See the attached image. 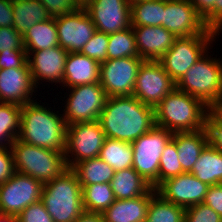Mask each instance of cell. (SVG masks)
I'll return each instance as SVG.
<instances>
[{
  "instance_id": "cell-48",
  "label": "cell",
  "mask_w": 222,
  "mask_h": 222,
  "mask_svg": "<svg viewBox=\"0 0 222 222\" xmlns=\"http://www.w3.org/2000/svg\"><path fill=\"white\" fill-rule=\"evenodd\" d=\"M222 30V0H216L214 5V31Z\"/></svg>"
},
{
  "instance_id": "cell-13",
  "label": "cell",
  "mask_w": 222,
  "mask_h": 222,
  "mask_svg": "<svg viewBox=\"0 0 222 222\" xmlns=\"http://www.w3.org/2000/svg\"><path fill=\"white\" fill-rule=\"evenodd\" d=\"M176 83L158 61H144L136 77L133 96L143 104L156 107Z\"/></svg>"
},
{
  "instance_id": "cell-32",
  "label": "cell",
  "mask_w": 222,
  "mask_h": 222,
  "mask_svg": "<svg viewBox=\"0 0 222 222\" xmlns=\"http://www.w3.org/2000/svg\"><path fill=\"white\" fill-rule=\"evenodd\" d=\"M21 108L22 106L13 103H0V147H10L18 138Z\"/></svg>"
},
{
  "instance_id": "cell-33",
  "label": "cell",
  "mask_w": 222,
  "mask_h": 222,
  "mask_svg": "<svg viewBox=\"0 0 222 222\" xmlns=\"http://www.w3.org/2000/svg\"><path fill=\"white\" fill-rule=\"evenodd\" d=\"M145 222H185V209L156 193L148 205Z\"/></svg>"
},
{
  "instance_id": "cell-27",
  "label": "cell",
  "mask_w": 222,
  "mask_h": 222,
  "mask_svg": "<svg viewBox=\"0 0 222 222\" xmlns=\"http://www.w3.org/2000/svg\"><path fill=\"white\" fill-rule=\"evenodd\" d=\"M26 52L47 50L59 46L55 18L34 24L23 35Z\"/></svg>"
},
{
  "instance_id": "cell-17",
  "label": "cell",
  "mask_w": 222,
  "mask_h": 222,
  "mask_svg": "<svg viewBox=\"0 0 222 222\" xmlns=\"http://www.w3.org/2000/svg\"><path fill=\"white\" fill-rule=\"evenodd\" d=\"M208 185L191 173H183L163 181L156 192L164 200L184 209L203 203Z\"/></svg>"
},
{
  "instance_id": "cell-42",
  "label": "cell",
  "mask_w": 222,
  "mask_h": 222,
  "mask_svg": "<svg viewBox=\"0 0 222 222\" xmlns=\"http://www.w3.org/2000/svg\"><path fill=\"white\" fill-rule=\"evenodd\" d=\"M15 173L16 170L11 148L0 147V185L9 180Z\"/></svg>"
},
{
  "instance_id": "cell-28",
  "label": "cell",
  "mask_w": 222,
  "mask_h": 222,
  "mask_svg": "<svg viewBox=\"0 0 222 222\" xmlns=\"http://www.w3.org/2000/svg\"><path fill=\"white\" fill-rule=\"evenodd\" d=\"M98 157L115 172L128 169L132 167L134 159L132 143L106 137Z\"/></svg>"
},
{
  "instance_id": "cell-7",
  "label": "cell",
  "mask_w": 222,
  "mask_h": 222,
  "mask_svg": "<svg viewBox=\"0 0 222 222\" xmlns=\"http://www.w3.org/2000/svg\"><path fill=\"white\" fill-rule=\"evenodd\" d=\"M172 135L173 132L155 125L132 142L134 154L132 168L154 189L159 186L160 158Z\"/></svg>"
},
{
  "instance_id": "cell-14",
  "label": "cell",
  "mask_w": 222,
  "mask_h": 222,
  "mask_svg": "<svg viewBox=\"0 0 222 222\" xmlns=\"http://www.w3.org/2000/svg\"><path fill=\"white\" fill-rule=\"evenodd\" d=\"M83 8L97 31L111 34L132 27L127 0H91Z\"/></svg>"
},
{
  "instance_id": "cell-40",
  "label": "cell",
  "mask_w": 222,
  "mask_h": 222,
  "mask_svg": "<svg viewBox=\"0 0 222 222\" xmlns=\"http://www.w3.org/2000/svg\"><path fill=\"white\" fill-rule=\"evenodd\" d=\"M47 9L51 18H58L69 14L80 6L75 0H39Z\"/></svg>"
},
{
  "instance_id": "cell-21",
  "label": "cell",
  "mask_w": 222,
  "mask_h": 222,
  "mask_svg": "<svg viewBox=\"0 0 222 222\" xmlns=\"http://www.w3.org/2000/svg\"><path fill=\"white\" fill-rule=\"evenodd\" d=\"M151 188L145 195L132 199H116L103 213L104 222H145L151 198L156 194Z\"/></svg>"
},
{
  "instance_id": "cell-38",
  "label": "cell",
  "mask_w": 222,
  "mask_h": 222,
  "mask_svg": "<svg viewBox=\"0 0 222 222\" xmlns=\"http://www.w3.org/2000/svg\"><path fill=\"white\" fill-rule=\"evenodd\" d=\"M18 222H54L42 201L25 208L17 217Z\"/></svg>"
},
{
  "instance_id": "cell-29",
  "label": "cell",
  "mask_w": 222,
  "mask_h": 222,
  "mask_svg": "<svg viewBox=\"0 0 222 222\" xmlns=\"http://www.w3.org/2000/svg\"><path fill=\"white\" fill-rule=\"evenodd\" d=\"M72 170L76 173L81 185L110 183L115 174V170L99 157L83 160Z\"/></svg>"
},
{
  "instance_id": "cell-4",
  "label": "cell",
  "mask_w": 222,
  "mask_h": 222,
  "mask_svg": "<svg viewBox=\"0 0 222 222\" xmlns=\"http://www.w3.org/2000/svg\"><path fill=\"white\" fill-rule=\"evenodd\" d=\"M41 201L54 222H74L85 212L82 187L72 169L43 184Z\"/></svg>"
},
{
  "instance_id": "cell-41",
  "label": "cell",
  "mask_w": 222,
  "mask_h": 222,
  "mask_svg": "<svg viewBox=\"0 0 222 222\" xmlns=\"http://www.w3.org/2000/svg\"><path fill=\"white\" fill-rule=\"evenodd\" d=\"M26 50L0 52V70L7 68H22L28 61Z\"/></svg>"
},
{
  "instance_id": "cell-44",
  "label": "cell",
  "mask_w": 222,
  "mask_h": 222,
  "mask_svg": "<svg viewBox=\"0 0 222 222\" xmlns=\"http://www.w3.org/2000/svg\"><path fill=\"white\" fill-rule=\"evenodd\" d=\"M206 26L214 31V5L216 0H190Z\"/></svg>"
},
{
  "instance_id": "cell-51",
  "label": "cell",
  "mask_w": 222,
  "mask_h": 222,
  "mask_svg": "<svg viewBox=\"0 0 222 222\" xmlns=\"http://www.w3.org/2000/svg\"><path fill=\"white\" fill-rule=\"evenodd\" d=\"M76 3L80 6V7H84L87 3H89L91 0H75Z\"/></svg>"
},
{
  "instance_id": "cell-1",
  "label": "cell",
  "mask_w": 222,
  "mask_h": 222,
  "mask_svg": "<svg viewBox=\"0 0 222 222\" xmlns=\"http://www.w3.org/2000/svg\"><path fill=\"white\" fill-rule=\"evenodd\" d=\"M98 121L107 138L132 143L155 126L154 107L133 95L107 97Z\"/></svg>"
},
{
  "instance_id": "cell-39",
  "label": "cell",
  "mask_w": 222,
  "mask_h": 222,
  "mask_svg": "<svg viewBox=\"0 0 222 222\" xmlns=\"http://www.w3.org/2000/svg\"><path fill=\"white\" fill-rule=\"evenodd\" d=\"M25 50L23 36L13 27L0 28V52Z\"/></svg>"
},
{
  "instance_id": "cell-8",
  "label": "cell",
  "mask_w": 222,
  "mask_h": 222,
  "mask_svg": "<svg viewBox=\"0 0 222 222\" xmlns=\"http://www.w3.org/2000/svg\"><path fill=\"white\" fill-rule=\"evenodd\" d=\"M217 32L209 30L195 36L177 37L172 47L158 61L172 80L177 83L204 55ZM207 49V50H206Z\"/></svg>"
},
{
  "instance_id": "cell-3",
  "label": "cell",
  "mask_w": 222,
  "mask_h": 222,
  "mask_svg": "<svg viewBox=\"0 0 222 222\" xmlns=\"http://www.w3.org/2000/svg\"><path fill=\"white\" fill-rule=\"evenodd\" d=\"M207 114L200 99L176 87L154 107L155 125L173 133L205 129Z\"/></svg>"
},
{
  "instance_id": "cell-19",
  "label": "cell",
  "mask_w": 222,
  "mask_h": 222,
  "mask_svg": "<svg viewBox=\"0 0 222 222\" xmlns=\"http://www.w3.org/2000/svg\"><path fill=\"white\" fill-rule=\"evenodd\" d=\"M27 55L35 86L37 83L39 84V80L63 83L64 69L68 57V52L65 49L61 46H56L47 50L27 52ZM31 55H33L31 57L33 59L30 58Z\"/></svg>"
},
{
  "instance_id": "cell-5",
  "label": "cell",
  "mask_w": 222,
  "mask_h": 222,
  "mask_svg": "<svg viewBox=\"0 0 222 222\" xmlns=\"http://www.w3.org/2000/svg\"><path fill=\"white\" fill-rule=\"evenodd\" d=\"M15 170L42 184L61 176L68 166L65 153L25 143L18 138L10 146Z\"/></svg>"
},
{
  "instance_id": "cell-30",
  "label": "cell",
  "mask_w": 222,
  "mask_h": 222,
  "mask_svg": "<svg viewBox=\"0 0 222 222\" xmlns=\"http://www.w3.org/2000/svg\"><path fill=\"white\" fill-rule=\"evenodd\" d=\"M85 212L103 213L116 200L110 183L81 185Z\"/></svg>"
},
{
  "instance_id": "cell-36",
  "label": "cell",
  "mask_w": 222,
  "mask_h": 222,
  "mask_svg": "<svg viewBox=\"0 0 222 222\" xmlns=\"http://www.w3.org/2000/svg\"><path fill=\"white\" fill-rule=\"evenodd\" d=\"M108 41L109 34L96 31L80 53L102 63L107 60Z\"/></svg>"
},
{
  "instance_id": "cell-6",
  "label": "cell",
  "mask_w": 222,
  "mask_h": 222,
  "mask_svg": "<svg viewBox=\"0 0 222 222\" xmlns=\"http://www.w3.org/2000/svg\"><path fill=\"white\" fill-rule=\"evenodd\" d=\"M176 88L209 107L222 96V63L204 54L176 83Z\"/></svg>"
},
{
  "instance_id": "cell-49",
  "label": "cell",
  "mask_w": 222,
  "mask_h": 222,
  "mask_svg": "<svg viewBox=\"0 0 222 222\" xmlns=\"http://www.w3.org/2000/svg\"><path fill=\"white\" fill-rule=\"evenodd\" d=\"M74 222H104L102 213L84 212Z\"/></svg>"
},
{
  "instance_id": "cell-18",
  "label": "cell",
  "mask_w": 222,
  "mask_h": 222,
  "mask_svg": "<svg viewBox=\"0 0 222 222\" xmlns=\"http://www.w3.org/2000/svg\"><path fill=\"white\" fill-rule=\"evenodd\" d=\"M35 87L28 62L22 68L0 70V103L23 106L32 102Z\"/></svg>"
},
{
  "instance_id": "cell-23",
  "label": "cell",
  "mask_w": 222,
  "mask_h": 222,
  "mask_svg": "<svg viewBox=\"0 0 222 222\" xmlns=\"http://www.w3.org/2000/svg\"><path fill=\"white\" fill-rule=\"evenodd\" d=\"M171 140L176 144L182 170L189 173L208 144L206 129L174 132Z\"/></svg>"
},
{
  "instance_id": "cell-16",
  "label": "cell",
  "mask_w": 222,
  "mask_h": 222,
  "mask_svg": "<svg viewBox=\"0 0 222 222\" xmlns=\"http://www.w3.org/2000/svg\"><path fill=\"white\" fill-rule=\"evenodd\" d=\"M58 44L69 52H80L97 31L83 7L55 18Z\"/></svg>"
},
{
  "instance_id": "cell-47",
  "label": "cell",
  "mask_w": 222,
  "mask_h": 222,
  "mask_svg": "<svg viewBox=\"0 0 222 222\" xmlns=\"http://www.w3.org/2000/svg\"><path fill=\"white\" fill-rule=\"evenodd\" d=\"M208 113L219 123L222 124V96L208 107Z\"/></svg>"
},
{
  "instance_id": "cell-31",
  "label": "cell",
  "mask_w": 222,
  "mask_h": 222,
  "mask_svg": "<svg viewBox=\"0 0 222 222\" xmlns=\"http://www.w3.org/2000/svg\"><path fill=\"white\" fill-rule=\"evenodd\" d=\"M165 0H143L131 5L132 26H163Z\"/></svg>"
},
{
  "instance_id": "cell-25",
  "label": "cell",
  "mask_w": 222,
  "mask_h": 222,
  "mask_svg": "<svg viewBox=\"0 0 222 222\" xmlns=\"http://www.w3.org/2000/svg\"><path fill=\"white\" fill-rule=\"evenodd\" d=\"M115 199H132L145 195L152 186L132 167L115 172L110 181Z\"/></svg>"
},
{
  "instance_id": "cell-37",
  "label": "cell",
  "mask_w": 222,
  "mask_h": 222,
  "mask_svg": "<svg viewBox=\"0 0 222 222\" xmlns=\"http://www.w3.org/2000/svg\"><path fill=\"white\" fill-rule=\"evenodd\" d=\"M185 222H222V217L204 203L185 209Z\"/></svg>"
},
{
  "instance_id": "cell-15",
  "label": "cell",
  "mask_w": 222,
  "mask_h": 222,
  "mask_svg": "<svg viewBox=\"0 0 222 222\" xmlns=\"http://www.w3.org/2000/svg\"><path fill=\"white\" fill-rule=\"evenodd\" d=\"M163 27L176 37L195 36L210 30L190 0H165Z\"/></svg>"
},
{
  "instance_id": "cell-9",
  "label": "cell",
  "mask_w": 222,
  "mask_h": 222,
  "mask_svg": "<svg viewBox=\"0 0 222 222\" xmlns=\"http://www.w3.org/2000/svg\"><path fill=\"white\" fill-rule=\"evenodd\" d=\"M105 139L106 136L99 121L67 125L64 153L68 168L72 169L83 160L97 158ZM69 154L71 158L74 155V159H70Z\"/></svg>"
},
{
  "instance_id": "cell-46",
  "label": "cell",
  "mask_w": 222,
  "mask_h": 222,
  "mask_svg": "<svg viewBox=\"0 0 222 222\" xmlns=\"http://www.w3.org/2000/svg\"><path fill=\"white\" fill-rule=\"evenodd\" d=\"M13 0H0V28L13 27Z\"/></svg>"
},
{
  "instance_id": "cell-11",
  "label": "cell",
  "mask_w": 222,
  "mask_h": 222,
  "mask_svg": "<svg viewBox=\"0 0 222 222\" xmlns=\"http://www.w3.org/2000/svg\"><path fill=\"white\" fill-rule=\"evenodd\" d=\"M67 98L64 120L67 125L98 121L104 108L106 94L100 83L79 85Z\"/></svg>"
},
{
  "instance_id": "cell-22",
  "label": "cell",
  "mask_w": 222,
  "mask_h": 222,
  "mask_svg": "<svg viewBox=\"0 0 222 222\" xmlns=\"http://www.w3.org/2000/svg\"><path fill=\"white\" fill-rule=\"evenodd\" d=\"M100 65V62L80 52H69L64 69V87L99 83Z\"/></svg>"
},
{
  "instance_id": "cell-20",
  "label": "cell",
  "mask_w": 222,
  "mask_h": 222,
  "mask_svg": "<svg viewBox=\"0 0 222 222\" xmlns=\"http://www.w3.org/2000/svg\"><path fill=\"white\" fill-rule=\"evenodd\" d=\"M138 55L144 61H159L177 38L163 26H132Z\"/></svg>"
},
{
  "instance_id": "cell-10",
  "label": "cell",
  "mask_w": 222,
  "mask_h": 222,
  "mask_svg": "<svg viewBox=\"0 0 222 222\" xmlns=\"http://www.w3.org/2000/svg\"><path fill=\"white\" fill-rule=\"evenodd\" d=\"M43 184L16 172L0 185V214L18 217L29 205L41 201Z\"/></svg>"
},
{
  "instance_id": "cell-26",
  "label": "cell",
  "mask_w": 222,
  "mask_h": 222,
  "mask_svg": "<svg viewBox=\"0 0 222 222\" xmlns=\"http://www.w3.org/2000/svg\"><path fill=\"white\" fill-rule=\"evenodd\" d=\"M13 28L22 36L38 22L50 19V14L39 0H13Z\"/></svg>"
},
{
  "instance_id": "cell-12",
  "label": "cell",
  "mask_w": 222,
  "mask_h": 222,
  "mask_svg": "<svg viewBox=\"0 0 222 222\" xmlns=\"http://www.w3.org/2000/svg\"><path fill=\"white\" fill-rule=\"evenodd\" d=\"M144 60L141 57L107 59L100 65L99 83L107 97L130 96L138 70Z\"/></svg>"
},
{
  "instance_id": "cell-50",
  "label": "cell",
  "mask_w": 222,
  "mask_h": 222,
  "mask_svg": "<svg viewBox=\"0 0 222 222\" xmlns=\"http://www.w3.org/2000/svg\"><path fill=\"white\" fill-rule=\"evenodd\" d=\"M0 222H18L17 217L0 214Z\"/></svg>"
},
{
  "instance_id": "cell-24",
  "label": "cell",
  "mask_w": 222,
  "mask_h": 222,
  "mask_svg": "<svg viewBox=\"0 0 222 222\" xmlns=\"http://www.w3.org/2000/svg\"><path fill=\"white\" fill-rule=\"evenodd\" d=\"M208 186L222 183V153L209 143L189 172Z\"/></svg>"
},
{
  "instance_id": "cell-43",
  "label": "cell",
  "mask_w": 222,
  "mask_h": 222,
  "mask_svg": "<svg viewBox=\"0 0 222 222\" xmlns=\"http://www.w3.org/2000/svg\"><path fill=\"white\" fill-rule=\"evenodd\" d=\"M205 129L208 143L222 153V124H219L209 113L206 116Z\"/></svg>"
},
{
  "instance_id": "cell-2",
  "label": "cell",
  "mask_w": 222,
  "mask_h": 222,
  "mask_svg": "<svg viewBox=\"0 0 222 222\" xmlns=\"http://www.w3.org/2000/svg\"><path fill=\"white\" fill-rule=\"evenodd\" d=\"M49 110L36 101L23 105L18 139L34 146L65 152L67 123L61 114L60 117Z\"/></svg>"
},
{
  "instance_id": "cell-34",
  "label": "cell",
  "mask_w": 222,
  "mask_h": 222,
  "mask_svg": "<svg viewBox=\"0 0 222 222\" xmlns=\"http://www.w3.org/2000/svg\"><path fill=\"white\" fill-rule=\"evenodd\" d=\"M123 57H140L137 52L136 37L132 27L109 34L107 59Z\"/></svg>"
},
{
  "instance_id": "cell-45",
  "label": "cell",
  "mask_w": 222,
  "mask_h": 222,
  "mask_svg": "<svg viewBox=\"0 0 222 222\" xmlns=\"http://www.w3.org/2000/svg\"><path fill=\"white\" fill-rule=\"evenodd\" d=\"M203 203L222 217V183L208 187Z\"/></svg>"
},
{
  "instance_id": "cell-52",
  "label": "cell",
  "mask_w": 222,
  "mask_h": 222,
  "mask_svg": "<svg viewBox=\"0 0 222 222\" xmlns=\"http://www.w3.org/2000/svg\"><path fill=\"white\" fill-rule=\"evenodd\" d=\"M127 1L130 3V5H132L136 2L143 1V0H127Z\"/></svg>"
},
{
  "instance_id": "cell-35",
  "label": "cell",
  "mask_w": 222,
  "mask_h": 222,
  "mask_svg": "<svg viewBox=\"0 0 222 222\" xmlns=\"http://www.w3.org/2000/svg\"><path fill=\"white\" fill-rule=\"evenodd\" d=\"M185 173L179 162L176 144L170 140L162 152L159 164V185L172 177Z\"/></svg>"
}]
</instances>
